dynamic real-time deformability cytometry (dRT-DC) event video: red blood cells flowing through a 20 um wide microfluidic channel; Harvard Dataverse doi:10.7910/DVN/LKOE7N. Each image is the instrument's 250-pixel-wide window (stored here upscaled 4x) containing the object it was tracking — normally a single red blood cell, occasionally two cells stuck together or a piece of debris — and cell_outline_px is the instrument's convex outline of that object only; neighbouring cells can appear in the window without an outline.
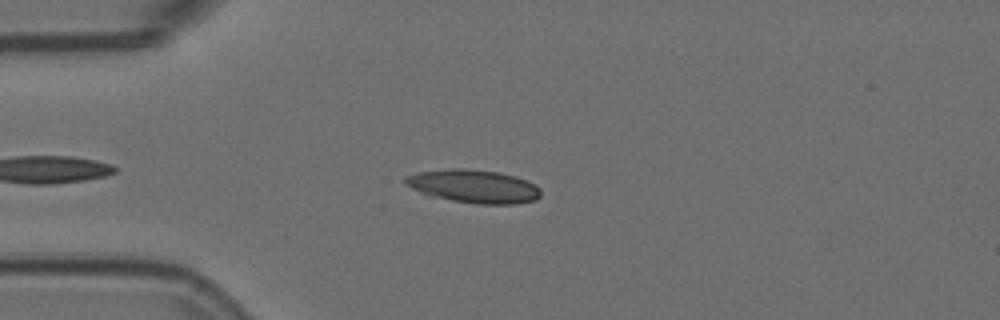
{"species": "Egyptian fruit bat (a non-hibernating species)", "species_latin": "Rousettus aegyptiacus", "temperature_condition": "room temperature", "stored_images_in_passage": 6, "camera_frame_rate_fps": 3000, "um_per_image_px": 0.085, "animal": {"sex": "female"}, "frame": {"image": 1, "passage_image": 4, "time_ms": 1.0, "image_size_px": [1000, 320], "cell_outline_px": [[540, 196], [536, 200], [516, 204], [476, 204], [428, 196], [404, 184], [404, 176], [420, 172], [448, 168], [464, 168], [496, 172], [516, 176], [528, 180], [536, 184], [540, 188]], "centroid_in_image_um": [40.27, 15.84], "position_along_channel_um": 44.7, "area_um2": 26.47}}
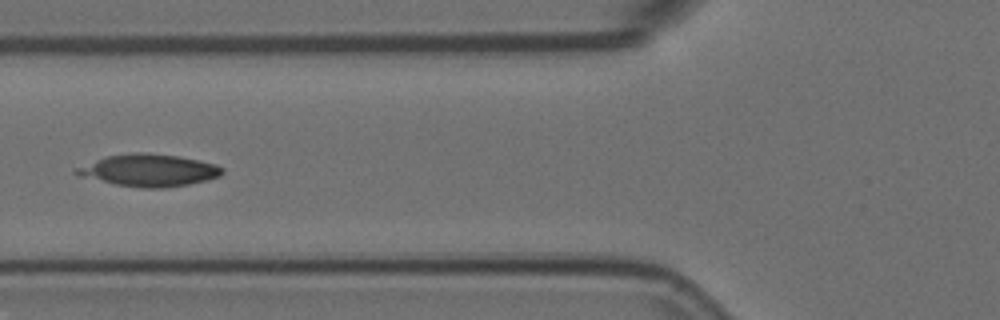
{"frame": {"image": 2, "passage_image": 6, "time_ms": 1.667, "image_size_px": [1000, 320], "cell_outline_px": [[224, 172], [220, 176], [208, 180], [188, 184], [164, 188], [140, 188], [116, 184], [76, 176], [72, 172], [76, 168], [96, 160], [108, 156], [140, 152], [180, 156], [216, 164], [224, 168]], "centroid_in_image_um": [12.67, 14.49], "position_along_channel_um": 113.1, "area_um2": 27.28}}